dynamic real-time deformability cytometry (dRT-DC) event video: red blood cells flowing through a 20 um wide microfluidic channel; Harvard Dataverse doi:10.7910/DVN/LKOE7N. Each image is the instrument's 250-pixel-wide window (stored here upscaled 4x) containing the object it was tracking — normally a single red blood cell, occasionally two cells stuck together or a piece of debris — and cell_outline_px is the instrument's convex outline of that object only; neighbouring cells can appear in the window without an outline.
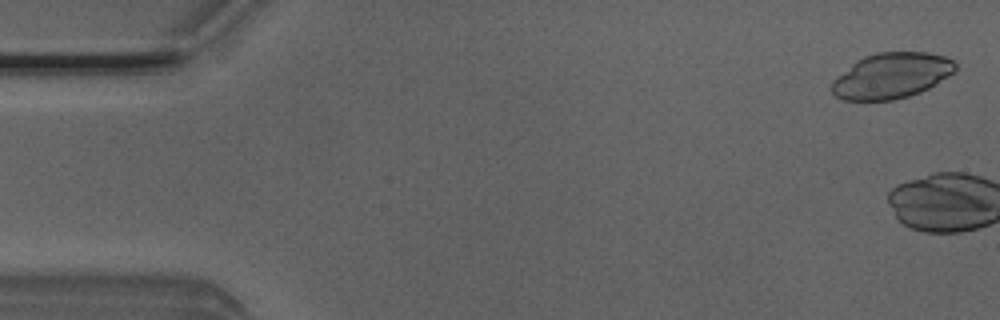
{"species": "Egyptian fruit bat (a non-hibernating species)", "species_latin": "Rousettus aegyptiacus", "temperature_condition": "room temperature", "stored_images_in_passage": 4, "camera_frame_rate_fps": 3000, "um_per_image_px": 0.085, "animal": {"sex": "male"}, "frame": {"image": 1, "passage_image": 2, "time_ms": 0.333, "image_size_px": [1000, 320], "cell_outline_px": [[956, 68], [948, 76], [936, 84], [920, 92], [908, 96], [892, 100], [844, 100], [836, 96], [832, 92], [832, 80], [856, 60], [864, 56], [876, 52], [928, 52], [944, 56], [952, 60], [956, 64]], "centroid_in_image_um": [75.76, 6.42], "position_along_channel_um": 9.2, "area_um2": 32.71}}